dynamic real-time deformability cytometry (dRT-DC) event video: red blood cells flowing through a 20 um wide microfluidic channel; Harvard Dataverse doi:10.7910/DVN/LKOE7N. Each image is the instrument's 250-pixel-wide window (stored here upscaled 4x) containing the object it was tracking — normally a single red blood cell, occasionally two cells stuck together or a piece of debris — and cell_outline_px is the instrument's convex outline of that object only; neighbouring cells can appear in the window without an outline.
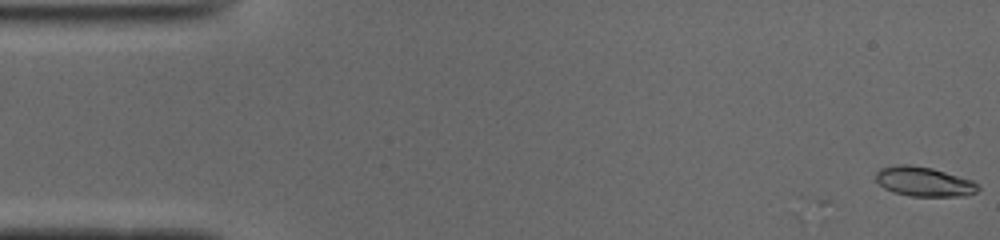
{"species": "common noctule bat (a hibernating species)", "species_latin": "Nyctalus noctula", "temperature_condition": "cold", "stored_images_in_passage": 18, "camera_frame_rate_fps": 3000, "um_per_image_px": 0.085, "animal": {"sex": "male", "body_mass_g": 19.0, "forearm_length_mm": 50.8}, "frame": {"image": 1, "passage_image": 1, "time_ms": 0.0, "image_size_px": [1000, 240], "cell_outline_px": [[980, 188], [976, 192], [964, 196], [908, 196], [892, 192], [884, 188], [876, 180], [876, 172], [880, 168], [896, 164], [908, 164], [932, 168], [972, 180]], "centroid_in_image_um": [78.5, 15.44], "position_along_channel_um": 6.5, "area_um2": 17.63}}
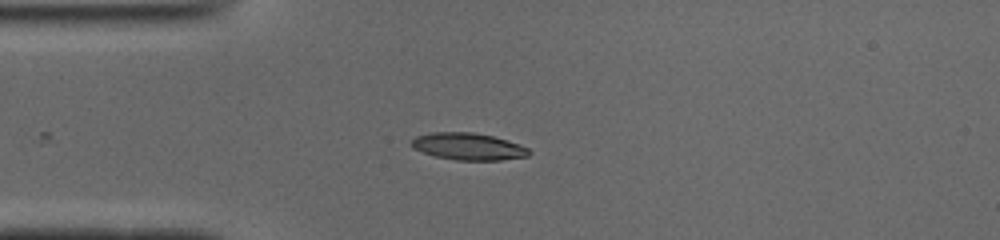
{"frame": {"image": 2, "passage_image": 13, "time_ms": 4.0, "image_size_px": [1000, 240], "cell_outline_px": [[532, 152], [528, 156], [500, 160], [456, 160], [436, 156], [412, 148], [412, 140], [416, 136], [432, 132], [472, 132], [492, 136], [508, 140], [520, 144], [528, 148]], "centroid_in_image_um": [39.83, 12.45], "position_along_channel_um": 45.2, "area_um2": 18.44}}